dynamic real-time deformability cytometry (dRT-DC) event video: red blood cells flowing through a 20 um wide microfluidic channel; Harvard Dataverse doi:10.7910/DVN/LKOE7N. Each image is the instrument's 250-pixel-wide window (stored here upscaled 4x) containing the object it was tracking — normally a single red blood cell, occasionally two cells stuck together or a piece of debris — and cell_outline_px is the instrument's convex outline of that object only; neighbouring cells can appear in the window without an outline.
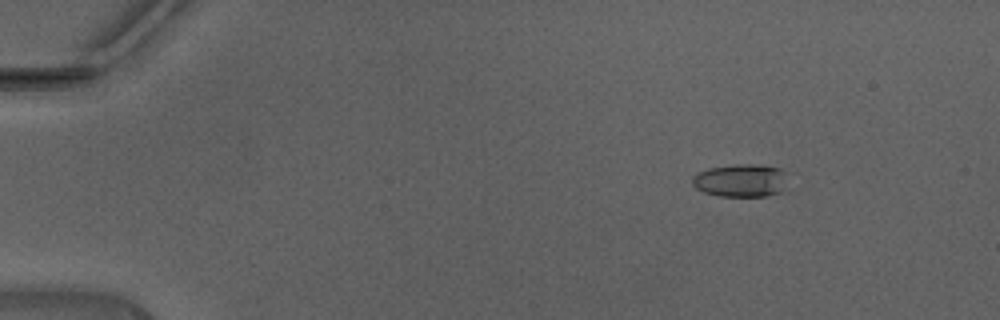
{"species": "Egyptian fruit bat (a non-hibernating species)", "species_latin": "Rousettus aegyptiacus", "temperature_condition": "warm", "stored_images_in_passage": 44, "camera_frame_rate_fps": 3000, "um_per_image_px": 0.085, "animal": {"sex": "male"}, "frame": {"image": 1, "passage_image": 3, "time_ms": 0.667, "image_size_px": [1000, 320], "cell_outline_px": [[788, 192], [764, 196], [716, 196], [704, 192], [696, 188], [692, 184], [692, 176], [708, 168], [736, 164], [752, 164], [780, 168], [784, 172]], "centroid_in_image_um": [63.0, 15.36], "position_along_channel_um": 22.0, "area_um2": 18.61}}
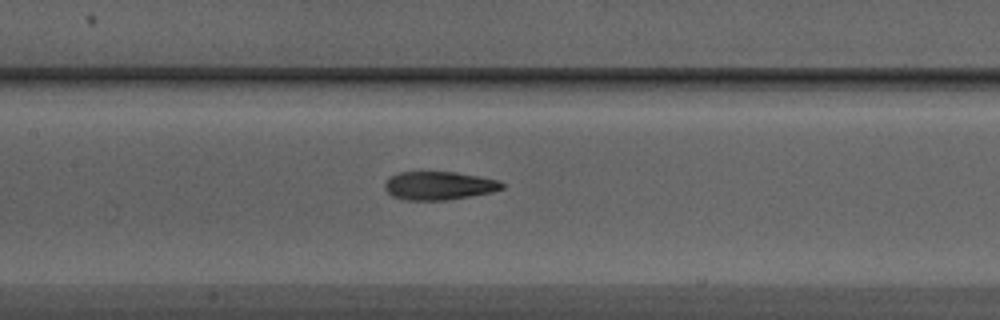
{"frame": {"image": 2, "passage_image": 20, "time_ms": 6.333, "image_size_px": [1000, 320], "cell_outline_px": [[504, 188], [492, 192], [472, 196], [448, 200], [404, 200], [392, 196], [384, 188], [384, 184], [388, 176], [400, 172], [456, 172], [480, 176], [500, 180], [504, 184]], "centroid_in_image_um": [37.31, 15.78], "position_along_channel_um": 170.1, "area_um2": 19.65}}
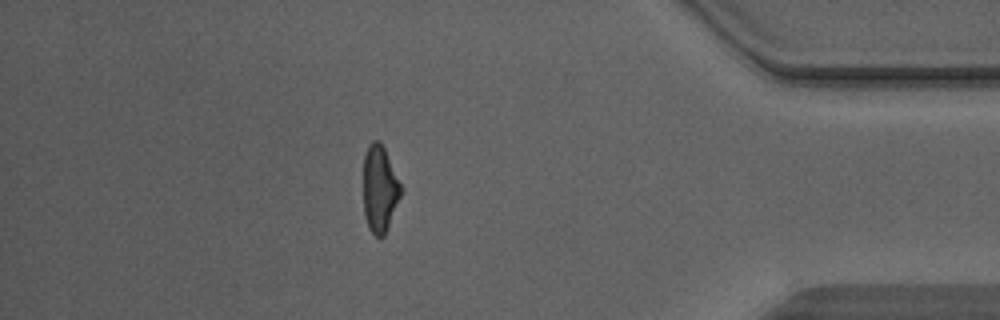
{"frame": {"image": 3, "passage_image": 38, "time_ms": 12.333, "image_size_px": [1000, 320], "cell_outline_px": [[404, 188], [384, 236], [380, 240], [368, 228], [364, 216], [364, 156], [368, 144], [372, 140], [380, 140]], "centroid_in_image_um": [32.29, 16.05], "position_along_channel_um": 402.9, "area_um2": 19.25}, "authors_computed_cell_mechanics": {"area_um2": 19.2474, "velocity_mm_per_s": 4.4779, "shape_relaxation_time_tau1_ms": 3.5332, "shape_relaxation_time_tau2_ms": 1.8513, "deformation_change_tau1": 0.1818, "deformation_change_tau2": 0.0976}}